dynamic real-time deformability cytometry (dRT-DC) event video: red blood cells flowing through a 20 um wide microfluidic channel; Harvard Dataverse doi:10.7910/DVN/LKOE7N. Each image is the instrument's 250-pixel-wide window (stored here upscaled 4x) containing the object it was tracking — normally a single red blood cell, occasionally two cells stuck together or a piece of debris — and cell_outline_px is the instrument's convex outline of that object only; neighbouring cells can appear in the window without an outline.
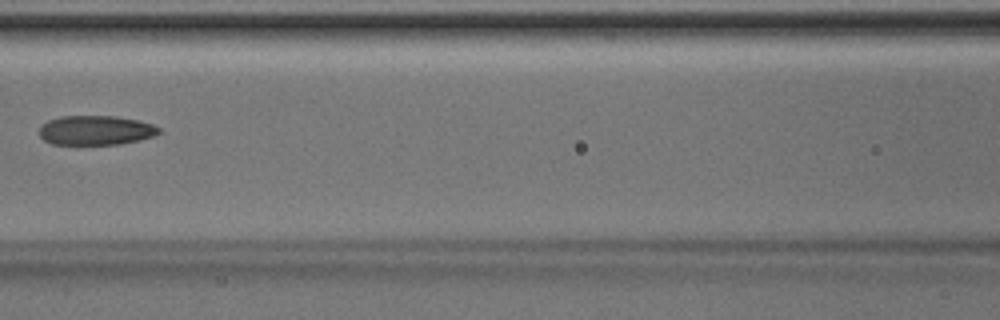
{"species": "Egyptian fruit bat (a non-hibernating species)", "species_latin": "Rousettus aegyptiacus", "temperature_condition": "room temperature", "stored_images_in_passage": 8, "camera_frame_rate_fps": 3000, "um_per_image_px": 0.085, "animal": {"sex": "male"}, "frame": {"image": 1, "passage_image": 7, "time_ms": 2.0, "image_size_px": [1000, 320], "cell_outline_px": [[160, 132], [152, 136], [120, 144], [52, 144], [44, 140], [40, 136], [40, 124], [48, 120], [60, 116], [116, 116], [140, 120], [152, 124], [160, 128]], "centroid_in_image_um": [8.11, 11.06], "position_along_channel_um": 158.5, "area_um2": 20.52}}
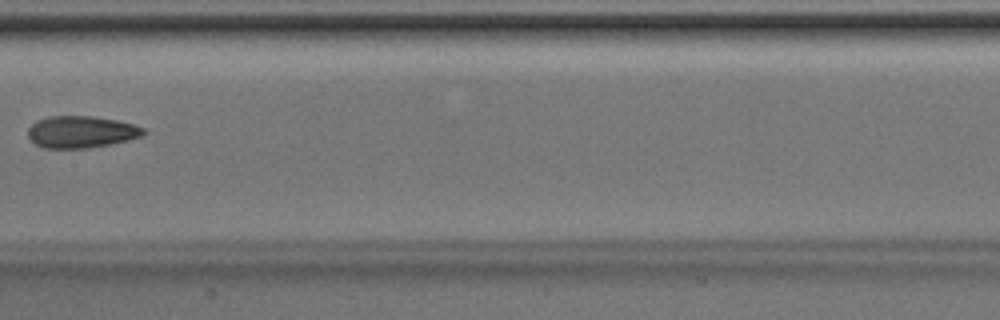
{"frame": {"image": 2, "passage_image": 8, "time_ms": 2.333, "image_size_px": [1000, 320], "cell_outline_px": [[148, 132], [144, 136], [128, 140], [88, 148], [44, 148], [36, 144], [28, 136], [28, 128], [36, 120], [48, 116], [92, 116], [116, 120], [132, 124], [144, 128]], "centroid_in_image_um": [6.91, 11.21], "position_along_channel_um": 200.5, "area_um2": 21.5}}